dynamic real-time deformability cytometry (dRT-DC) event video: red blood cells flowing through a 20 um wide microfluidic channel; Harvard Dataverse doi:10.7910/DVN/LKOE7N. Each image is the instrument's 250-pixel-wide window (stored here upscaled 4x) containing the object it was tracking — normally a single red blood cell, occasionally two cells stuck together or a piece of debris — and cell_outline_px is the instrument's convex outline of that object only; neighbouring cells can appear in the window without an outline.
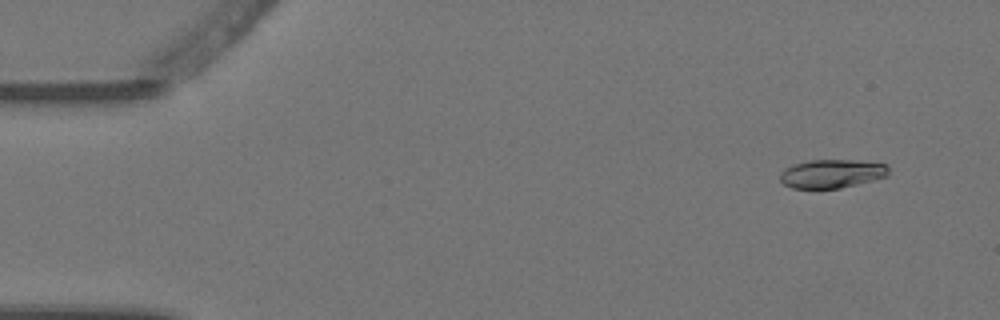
{"species": "Egyptian fruit bat (a non-hibernating species)", "species_latin": "Rousettus aegyptiacus", "temperature_condition": "warm", "stored_images_in_passage": 5, "camera_frame_rate_fps": 3000, "um_per_image_px": 0.085, "animal": {"sex": "female"}, "frame": {"image": 1, "passage_image": 1, "time_ms": 0.0, "image_size_px": [1000, 320], "cell_outline_px": [[888, 176], [840, 188], [792, 188], [784, 184], [780, 180], [780, 172], [784, 168], [808, 160], [856, 160], [888, 164]], "centroid_in_image_um": [70.7, 14.75], "position_along_channel_um": 14.3, "area_um2": 18.03}}
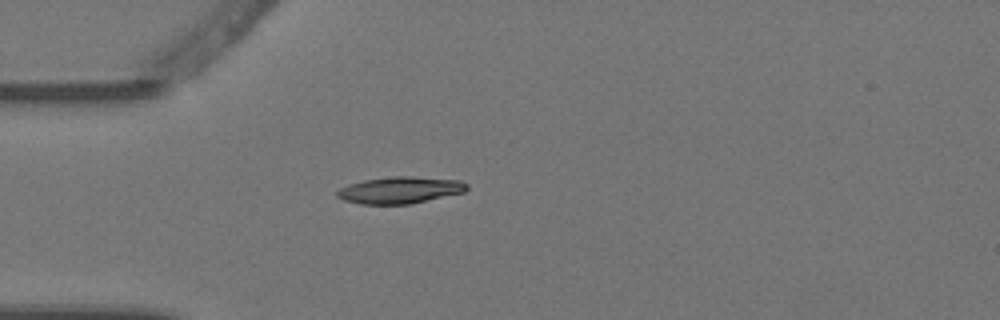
{"frame": {"image": 2, "passage_image": 4, "time_ms": 1.0, "image_size_px": [1000, 320], "cell_outline_px": [[468, 188], [464, 192], [412, 204], [360, 204], [344, 200], [336, 196], [336, 192], [340, 188], [348, 184], [364, 180], [392, 176], [412, 176], [460, 180], [468, 184]], "centroid_in_image_um": [34.0, 16.15], "position_along_channel_um": 51.0, "area_um2": 20.35}}